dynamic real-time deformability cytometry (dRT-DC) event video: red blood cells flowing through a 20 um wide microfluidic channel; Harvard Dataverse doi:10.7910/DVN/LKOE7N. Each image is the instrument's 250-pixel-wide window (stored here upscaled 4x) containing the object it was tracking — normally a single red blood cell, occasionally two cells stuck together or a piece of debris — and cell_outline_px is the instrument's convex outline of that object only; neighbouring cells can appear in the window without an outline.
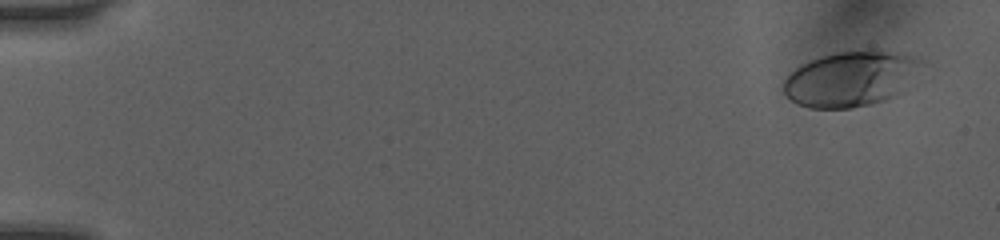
{"species": "human", "species_latin": "Homo sapiens", "temperature_condition": "room temperature", "stored_images_in_passage": 39, "camera_frame_rate_fps": 3000, "um_per_image_px": 0.085, "donor": {"sex": "female"}, "frame": {"image": 1, "passage_image": 3, "time_ms": 0.667, "image_size_px": [1000, 240], "cell_outline_px": [[916, 60], [904, 92], [884, 100], [852, 108], [808, 108], [792, 100], [784, 92], [784, 80], [800, 64], [808, 60], [820, 56], [840, 52], [904, 52], [916, 56]], "centroid_in_image_um": [72.2, 6.72], "position_along_channel_um": 12.8, "area_um2": 42.95}}
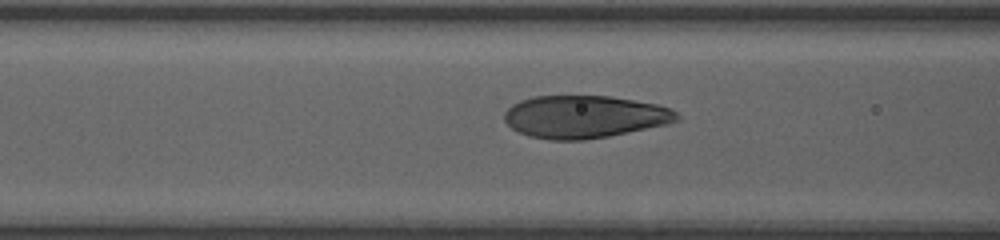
{"frame": {"image": 2, "passage_image": 24, "time_ms": 7.0, "image_size_px": [1000, 240], "cell_outline_px": [[680, 120], [668, 124], [608, 136], [584, 140], [552, 140], [528, 136], [512, 128], [504, 120], [504, 112], [512, 104], [520, 100], [532, 96], [612, 96], [656, 104], [672, 108], [680, 116]], "centroid_in_image_um": [49.69, 9.92], "position_along_channel_um": 116.9, "area_um2": 42.95}}
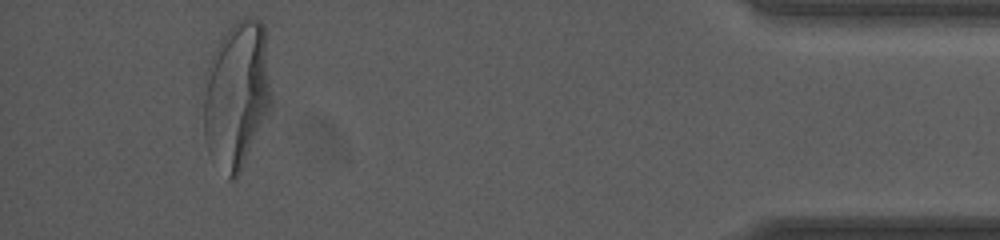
{"frame": {"image": 3, "passage_image": 38, "time_ms": 15.667, "image_size_px": [1000, 240], "cell_outline_px": [[272, 100], [268, 112], [240, 172], [236, 180], [228, 180], [208, 152], [204, 136], [200, 92], [212, 52], [220, 40], [232, 24], [236, 20], [244, 16], [256, 16], [264, 24], [272, 92]], "centroid_in_image_um": [20.08, 8.03], "position_along_channel_um": 415.1, "area_um2": 59.48}, "authors_computed_cell_mechanics": {"area_um2": 42.9454, "velocity_mm_per_s": 4.0907, "shape_relaxation_time_tau1_ms": 3.5926, "shape_relaxation_time_tau2_ms": null, "deformation_change_tau1": 0.168, "deformation_change_tau2": null}}